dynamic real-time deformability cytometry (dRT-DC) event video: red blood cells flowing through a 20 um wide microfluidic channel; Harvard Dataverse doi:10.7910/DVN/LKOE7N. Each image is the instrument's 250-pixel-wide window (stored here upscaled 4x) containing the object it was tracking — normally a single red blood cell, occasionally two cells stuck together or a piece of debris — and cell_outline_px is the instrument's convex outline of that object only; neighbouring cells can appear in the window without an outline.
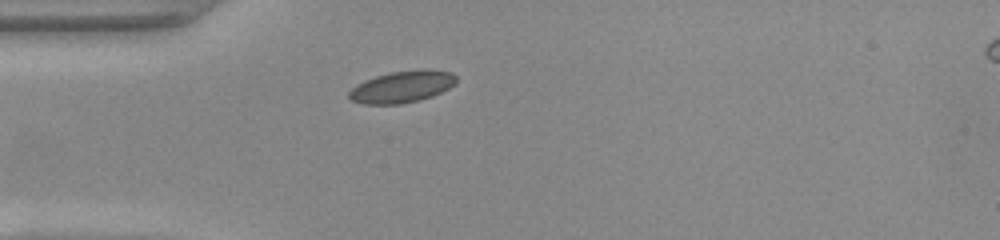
{"species": "common noctule bat (a hibernating species)", "species_latin": "Nyctalus noctula", "temperature_condition": "warm", "stored_images_in_passage": 34, "camera_frame_rate_fps": 3000, "um_per_image_px": 0.085, "animal": {"sex": "female", "body_mass_g": 22.0, "forearm_length_mm": 56.7}, "frame": {"image": 1, "passage_image": 1, "time_ms": 0.0, "image_size_px": [1000, 240], "cell_outline_px": [[456, 84], [432, 96], [420, 100], [400, 104], [364, 104], [352, 100], [348, 96], [348, 92], [356, 84], [364, 80], [376, 76], [392, 72], [424, 68], [452, 72], [456, 76]], "centroid_in_image_um": [34.18, 7.36], "position_along_channel_um": 50.8, "area_um2": 19.94}}
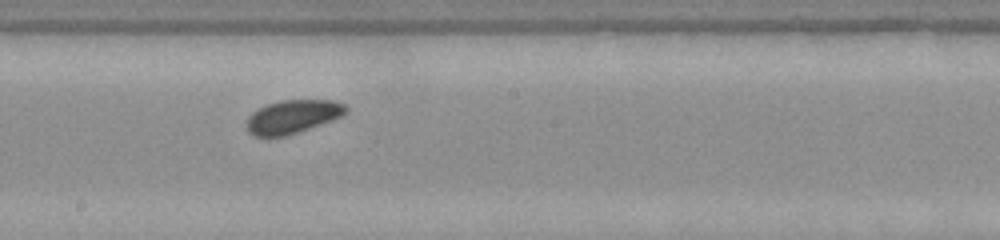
{"frame": {"image": 2, "passage_image": 15, "time_ms": 4.667, "image_size_px": [1000, 240], "cell_outline_px": [[348, 112], [344, 116], [284, 136], [256, 136], [248, 132], [248, 116], [256, 108], [280, 100], [332, 100], [344, 104], [348, 108]], "centroid_in_image_um": [24.9, 9.89], "position_along_channel_um": 223.3, "area_um2": 19.19}}
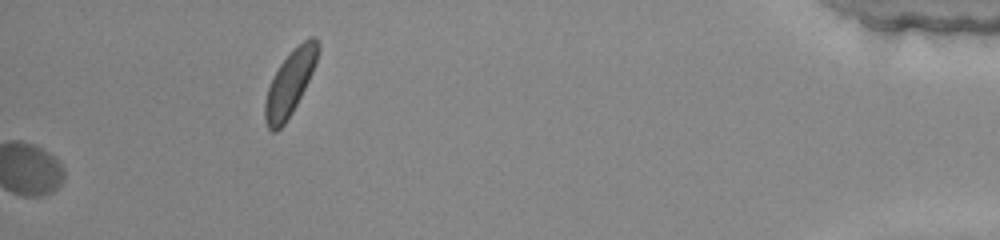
{"frame": {"image": 3, "passage_image": 34, "time_ms": 11.0, "image_size_px": [1000, 240], "cell_outline_px": [[320, 52], [316, 64], [292, 112], [284, 124], [276, 132], [272, 132], [268, 128], [264, 120], [264, 100], [268, 88], [280, 64], [308, 36], [316, 36], [320, 44]], "centroid_in_image_um": [24.65, 7.05], "position_along_channel_um": 410.5, "area_um2": 19.65}, "authors_computed_cell_mechanics": {"area_um2": 19.5653, "velocity_mm_per_s": 3.9084, "shape_relaxation_time_tau1_ms": 3.7323, "shape_relaxation_time_tau2_ms": 3.4965, "deformation_change_tau1": 0.0417, "deformation_change_tau2": 0.0777}}